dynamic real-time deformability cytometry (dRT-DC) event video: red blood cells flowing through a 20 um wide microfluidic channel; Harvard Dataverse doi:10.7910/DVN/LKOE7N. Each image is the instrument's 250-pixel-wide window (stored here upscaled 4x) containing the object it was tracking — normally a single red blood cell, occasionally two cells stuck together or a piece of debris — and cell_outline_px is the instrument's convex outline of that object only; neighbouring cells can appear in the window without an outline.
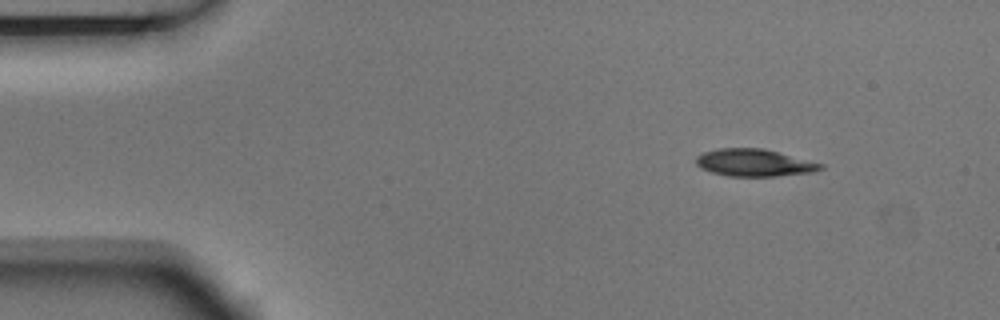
{"species": "Egyptian fruit bat (a non-hibernating species)", "species_latin": "Rousettus aegyptiacus", "temperature_condition": "room temperature", "stored_images_in_passage": 4, "camera_frame_rate_fps": 3000, "um_per_image_px": 0.085, "animal": {"sex": "male"}, "frame": {"image": 1, "passage_image": 2, "time_ms": 0.333, "image_size_px": [1000, 320], "cell_outline_px": [[824, 168], [816, 172], [776, 176], [728, 176], [712, 172], [700, 168], [696, 164], [696, 156], [704, 152], [716, 148], [764, 148], [824, 164]], "centroid_in_image_um": [64.12, 13.83], "position_along_channel_um": 20.9, "area_um2": 19.94}}
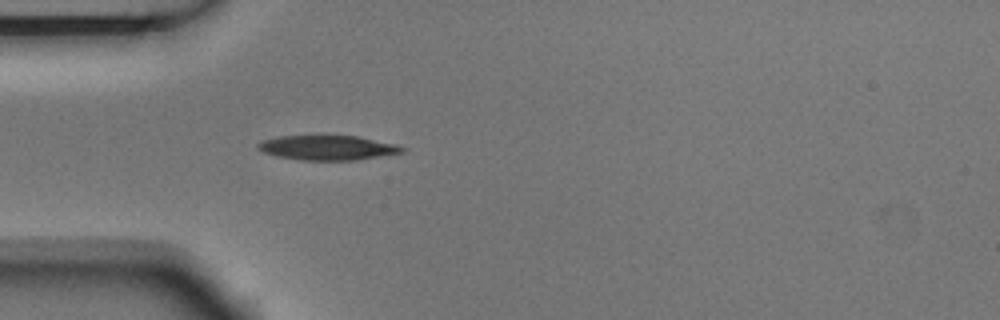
{"frame": {"image": 2, "passage_image": 4, "time_ms": 1.0, "image_size_px": [1000, 320], "cell_outline_px": [[408, 148], [404, 152], [356, 160], [300, 160], [276, 156], [264, 152], [256, 148], [256, 144], [260, 140], [280, 136], [320, 132], [356, 136], [396, 144]], "centroid_in_image_um": [27.79, 12.5], "position_along_channel_um": 57.2, "area_um2": 21.85}}